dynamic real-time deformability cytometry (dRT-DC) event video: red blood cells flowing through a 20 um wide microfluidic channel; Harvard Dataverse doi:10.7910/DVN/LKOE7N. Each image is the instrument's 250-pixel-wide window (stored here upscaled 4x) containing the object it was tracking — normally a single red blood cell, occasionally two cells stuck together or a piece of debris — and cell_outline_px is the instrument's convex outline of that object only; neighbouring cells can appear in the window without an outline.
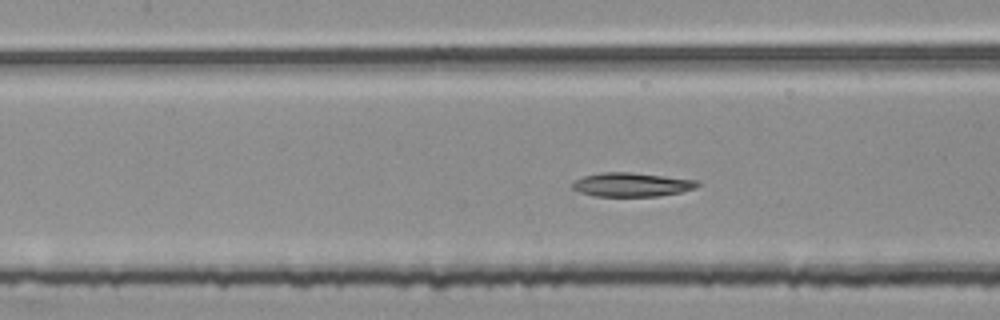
{"species": "common noctule bat (a hibernating species)", "species_latin": "Nyctalus noctula", "temperature_condition": "room temperature", "stored_images_in_passage": 48, "segment_of_instrument_passage": [2, 2], "camera_frame_rate_fps": 3000, "um_per_image_px": 0.085, "animal": {"sex": "female", "body_mass_g": 25.1}, "frame": {"image": 1, "passage_image": 20, "time_ms": 6.333, "image_size_px": [1000, 320], "cell_outline_px": [[704, 184], [696, 188], [680, 192], [656, 196], [592, 196], [580, 192], [572, 188], [572, 184], [576, 180], [584, 176], [600, 172], [628, 172], [700, 180]], "centroid_in_image_um": [53.75, 15.69], "position_along_channel_um": 153.7, "area_um2": 17.51}}
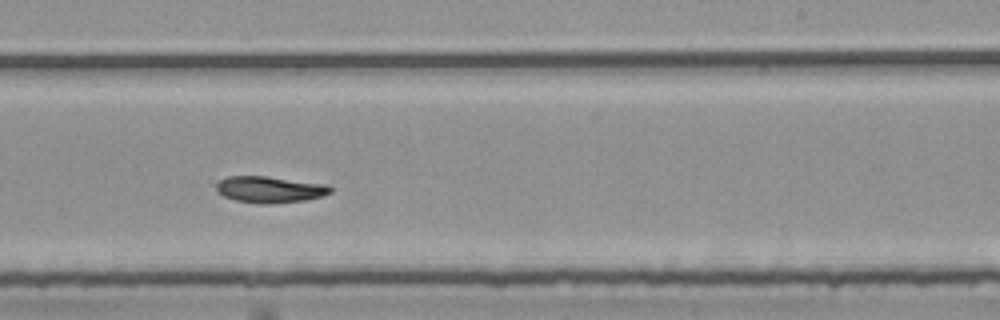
{"frame": {"image": 2, "passage_image": 29, "time_ms": 9.333, "image_size_px": [1000, 320], "cell_outline_px": [[332, 192], [324, 196], [304, 200], [272, 204], [260, 204], [236, 200], [224, 196], [216, 192], [216, 184], [220, 180], [228, 176], [264, 176], [328, 184], [332, 188]], "centroid_in_image_um": [22.94, 16.11], "position_along_channel_um": 266.1, "area_um2": 17.69}}
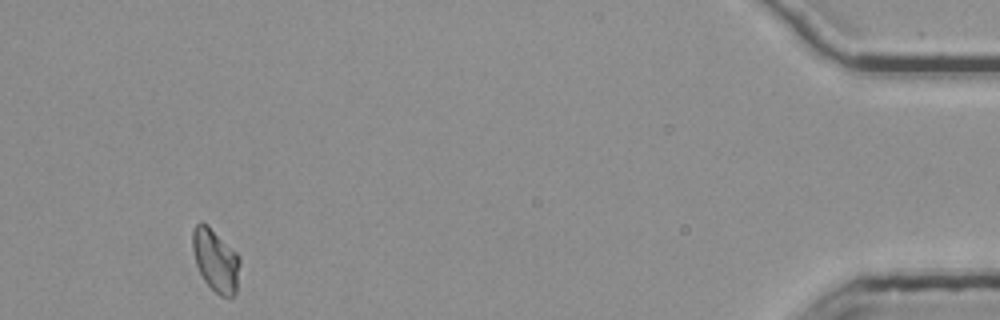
{"frame": {"image": 3, "passage_image": 47, "time_ms": 15.333, "image_size_px": [1000, 320], "cell_outline_px": [[240, 264], [236, 292], [232, 296], [220, 296], [204, 280], [196, 264], [192, 248], [192, 228], [200, 220], [208, 224], [236, 252], [240, 260]], "centroid_in_image_um": [18.31, 22.08], "position_along_channel_um": 416.9, "area_um2": 17.28}}